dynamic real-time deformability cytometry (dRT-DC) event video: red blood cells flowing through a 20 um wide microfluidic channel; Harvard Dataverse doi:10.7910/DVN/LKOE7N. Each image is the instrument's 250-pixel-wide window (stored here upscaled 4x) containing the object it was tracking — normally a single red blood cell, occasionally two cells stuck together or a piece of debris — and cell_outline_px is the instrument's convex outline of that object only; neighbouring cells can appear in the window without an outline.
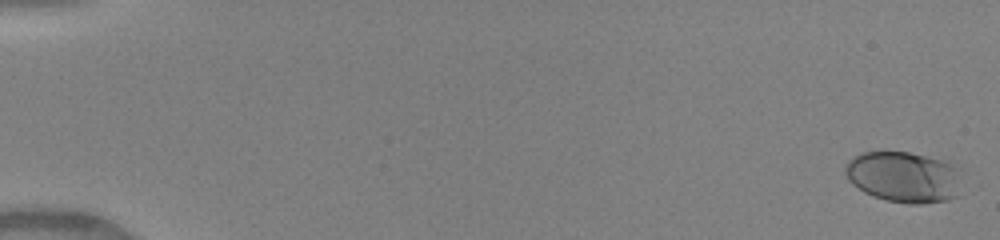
{"species": "human", "species_latin": "Homo sapiens", "temperature_condition": "warm", "stored_images_in_passage": 48, "camera_frame_rate_fps": 3000, "um_per_image_px": 0.085, "donor": {"sex": "female"}, "frame": {"image": 1, "passage_image": 2, "time_ms": 0.333, "image_size_px": [1000, 240], "cell_outline_px": [[956, 196], [948, 200], [920, 204], [908, 204], [888, 200], [864, 192], [852, 184], [848, 180], [844, 172], [844, 168], [848, 160], [860, 152], [884, 148], [908, 152], [944, 160], [956, 168]], "centroid_in_image_um": [76.69, 14.99], "position_along_channel_um": 8.3, "area_um2": 34.74}}
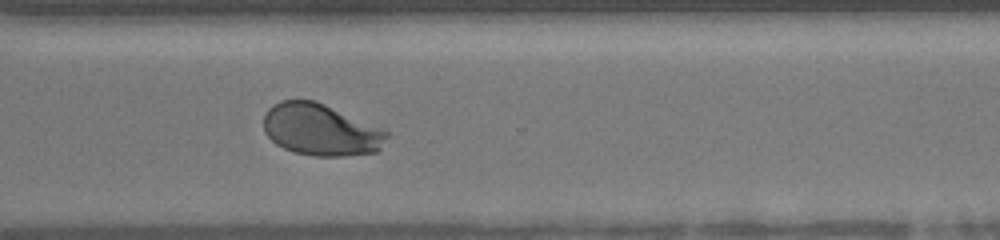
{"frame": {"image": 2, "passage_image": 39, "time_ms": 12.667, "image_size_px": [1000, 240], "cell_outline_px": [[388, 136], [380, 148], [376, 152], [344, 156], [316, 156], [292, 152], [276, 144], [264, 132], [264, 116], [268, 108], [280, 100], [316, 100], [380, 128], [388, 132]], "centroid_in_image_um": [27.23, 11.03], "position_along_channel_um": 343.4, "area_um2": 36.99}}
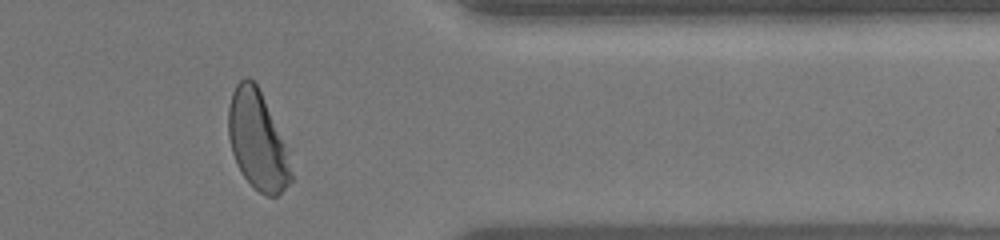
{"frame": {"image": 3, "passage_image": 43, "time_ms": 14.0, "image_size_px": [1000, 240], "cell_outline_px": [[292, 180], [276, 196], [268, 196], [260, 192], [240, 172], [236, 164], [232, 152], [228, 136], [228, 108], [232, 92], [236, 84], [244, 76], [248, 76], [256, 84], [260, 92], [284, 144], [292, 172]], "centroid_in_image_um": [21.83, 11.93], "position_along_channel_um": 389.6, "area_um2": 35.14}}